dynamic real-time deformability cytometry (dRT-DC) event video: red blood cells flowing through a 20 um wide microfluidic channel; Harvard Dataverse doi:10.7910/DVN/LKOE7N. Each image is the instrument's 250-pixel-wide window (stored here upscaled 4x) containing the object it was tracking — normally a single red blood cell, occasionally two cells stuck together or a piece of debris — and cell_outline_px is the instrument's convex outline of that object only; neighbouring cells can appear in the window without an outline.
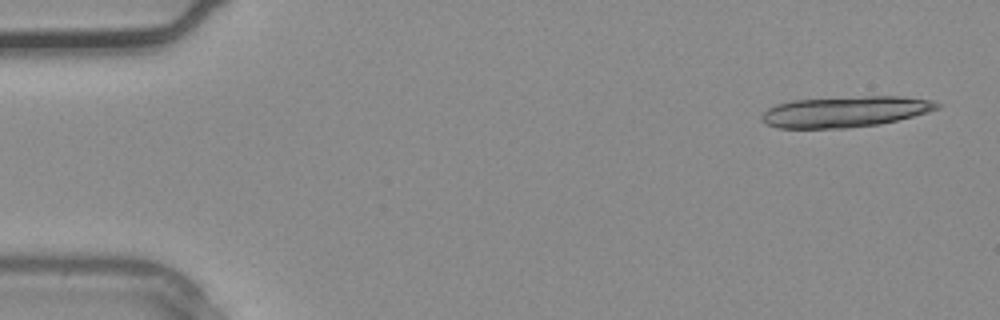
{"species": "common noctule bat (a hibernating species)", "species_latin": "Nyctalus noctula", "temperature_condition": "warm", "stored_images_in_passage": 3, "camera_frame_rate_fps": 3000, "um_per_image_px": 0.085, "animal": {"sex": "male", "body_mass_g": 20.4}, "frame": {"image": 1, "passage_image": 1, "time_ms": 0.0, "image_size_px": [1000, 320], "cell_outline_px": [[940, 108], [928, 112], [880, 124], [848, 128], [780, 128], [768, 124], [760, 116], [768, 108], [776, 104], [792, 100], [864, 96], [900, 96], [932, 100], [940, 104]], "centroid_in_image_um": [71.85, 9.49], "position_along_channel_um": 13.1, "area_um2": 31.44}}